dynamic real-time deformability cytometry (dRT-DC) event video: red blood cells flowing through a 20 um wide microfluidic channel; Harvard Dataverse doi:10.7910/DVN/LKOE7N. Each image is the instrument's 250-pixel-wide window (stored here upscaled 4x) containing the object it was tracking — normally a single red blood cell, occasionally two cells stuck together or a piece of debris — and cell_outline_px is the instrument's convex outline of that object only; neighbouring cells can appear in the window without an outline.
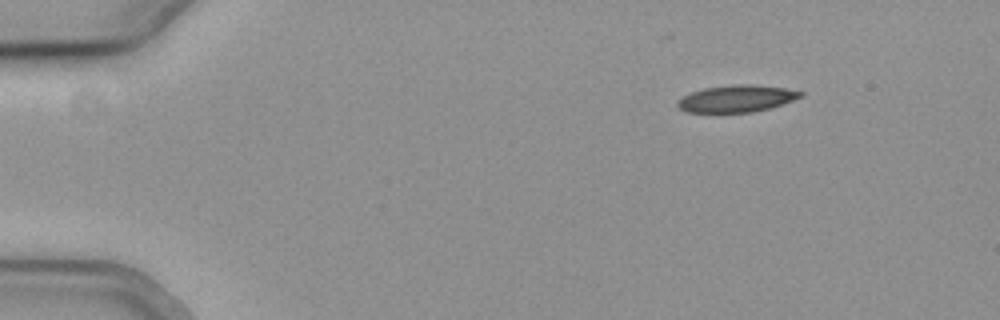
{"species": "common noctule bat (a hibernating species)", "species_latin": "Nyctalus noctula", "temperature_condition": "cold", "stored_images_in_passage": 49, "camera_frame_rate_fps": 3000, "um_per_image_px": 0.085, "animal": {"sex": "female", "body_mass_g": 19.3, "forearm_length_mm": 54.1}, "frame": {"image": 1, "passage_image": 1, "time_ms": 0.0, "image_size_px": [1000, 320], "cell_outline_px": [[804, 96], [768, 108], [752, 112], [688, 112], [680, 108], [676, 104], [684, 96], [692, 92], [704, 88], [732, 84], [756, 84], [784, 88], [804, 92]], "centroid_in_image_um": [62.63, 8.36], "position_along_channel_um": 22.4, "area_um2": 19.07}}
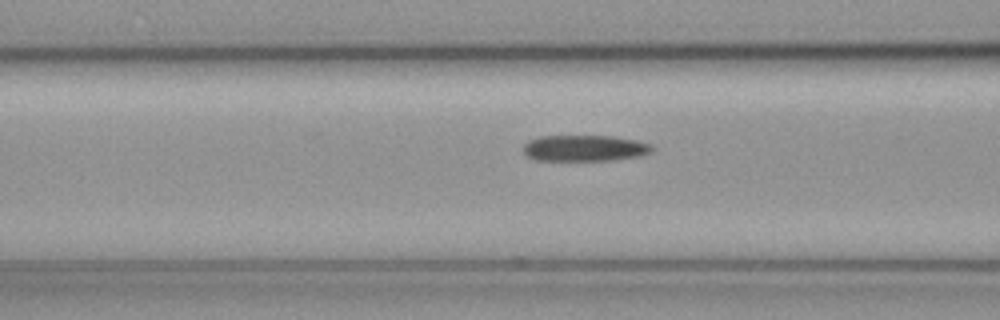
{"frame": {"image": 2, "passage_image": 16, "time_ms": 5.0, "image_size_px": [1000, 320], "cell_outline_px": [[656, 148], [652, 152], [640, 156], [616, 160], [536, 160], [528, 156], [524, 152], [524, 144], [528, 140], [540, 136], [612, 136], [636, 140], [652, 144]], "centroid_in_image_um": [49.75, 12.59], "position_along_channel_um": 116.9, "area_um2": 19.77}}
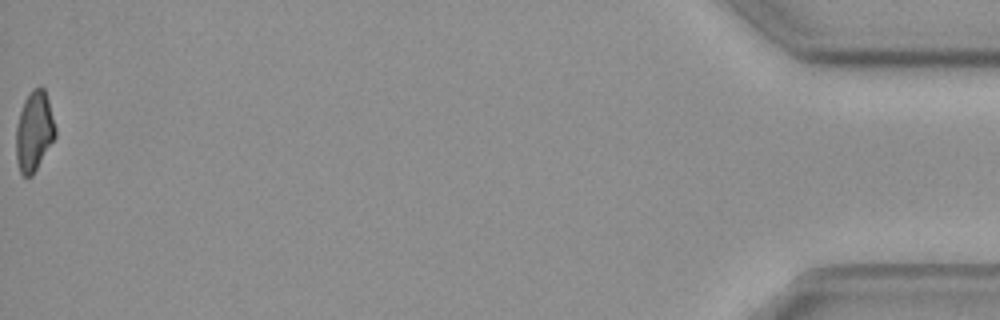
{"frame": {"image": 3, "passage_image": 49, "time_ms": 16.0, "image_size_px": [1000, 320], "cell_outline_px": [[56, 136], [32, 176], [24, 176], [20, 172], [16, 160], [16, 128], [20, 112], [24, 100], [32, 88], [44, 88], [48, 100], [56, 128]], "centroid_in_image_um": [2.9, 11.17], "position_along_channel_um": 432.3, "area_um2": 18.15}, "authors_computed_cell_mechanics": {"area_um2": 19.8254, "velocity_mm_per_s": 3.7854, "shape_relaxation_time_tau1_ms": 7.3864, "shape_relaxation_time_tau2_ms": 5.9627, "deformation_change_tau1": 0.158, "deformation_change_tau2": 0.1509}}